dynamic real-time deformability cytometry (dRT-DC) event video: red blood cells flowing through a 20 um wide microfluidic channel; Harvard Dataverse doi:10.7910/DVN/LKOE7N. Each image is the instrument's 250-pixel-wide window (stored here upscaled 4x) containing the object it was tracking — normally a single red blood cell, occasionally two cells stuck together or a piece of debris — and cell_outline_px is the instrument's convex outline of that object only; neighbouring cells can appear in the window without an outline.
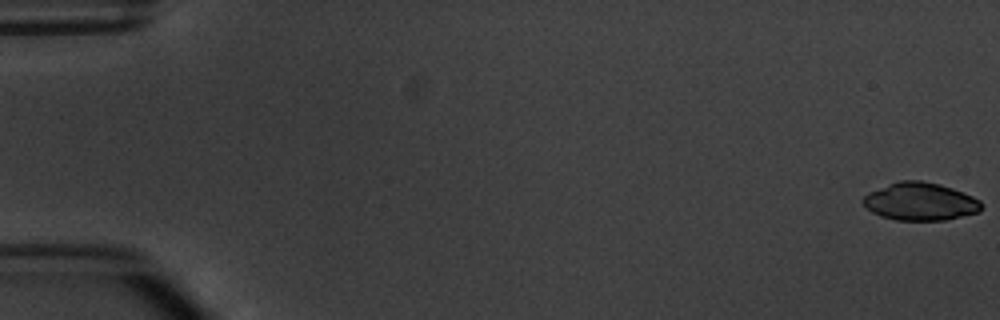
{"species": "common noctule bat (a hibernating species)", "species_latin": "Nyctalus noctula", "temperature_condition": "warm", "stored_images_in_passage": 5, "camera_frame_rate_fps": 3000, "um_per_image_px": 0.085, "animal": {"sex": "male", "body_mass_g": 20.1, "forearm_length_mm": 53.5}, "frame": {"image": 1, "passage_image": 1, "time_ms": 0.0, "image_size_px": [1000, 320], "cell_outline_px": [[984, 204], [980, 212], [944, 220], [896, 220], [880, 216], [872, 212], [860, 200], [868, 192], [900, 180], [920, 180], [940, 184], [952, 188], [972, 196], [980, 200]], "centroid_in_image_um": [78.23, 17.13], "position_along_channel_um": 6.8, "area_um2": 26.13}}
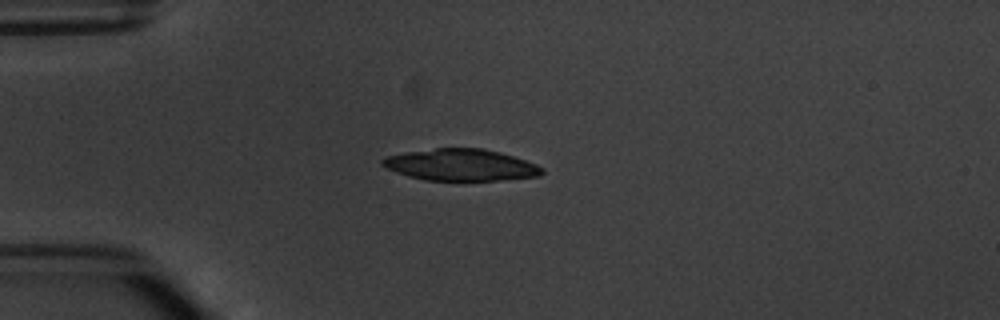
{"frame": {"image": 2, "passage_image": 5, "time_ms": 4.667, "image_size_px": [1000, 320], "cell_outline_px": [[544, 172], [540, 176], [496, 180], [428, 180], [408, 176], [384, 168], [380, 164], [380, 160], [384, 156], [404, 152], [436, 148], [480, 148], [500, 152], [536, 164], [544, 168]], "centroid_in_image_um": [39.11, 14.01], "position_along_channel_um": 45.9, "area_um2": 29.48}}